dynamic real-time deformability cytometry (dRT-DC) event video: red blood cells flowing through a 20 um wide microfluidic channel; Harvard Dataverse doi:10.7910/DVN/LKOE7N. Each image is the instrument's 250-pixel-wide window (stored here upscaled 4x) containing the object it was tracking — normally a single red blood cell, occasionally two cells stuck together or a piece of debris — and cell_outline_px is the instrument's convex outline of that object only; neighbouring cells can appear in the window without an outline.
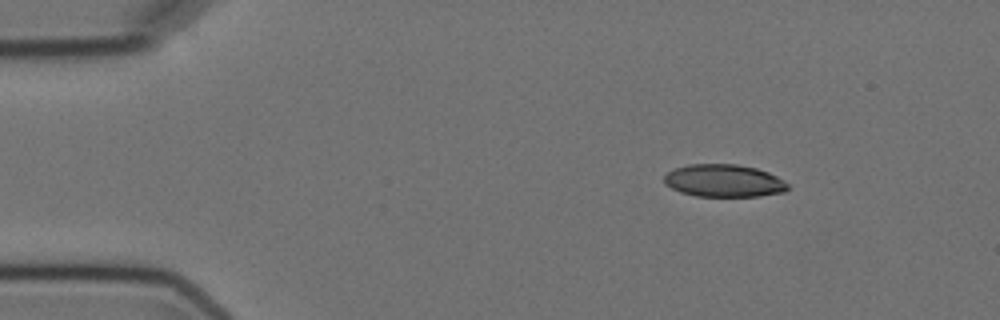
{"species": "Egyptian fruit bat (a non-hibernating species)", "species_latin": "Rousettus aegyptiacus", "temperature_condition": "cold", "stored_images_in_passage": 4, "camera_frame_rate_fps": 3000, "um_per_image_px": 0.085, "animal": {"sex": "female"}, "frame": {"image": 1, "passage_image": 1, "time_ms": 0.0, "image_size_px": [1000, 320], "cell_outline_px": [[788, 188], [784, 192], [760, 196], [696, 196], [680, 192], [664, 184], [664, 176], [668, 172], [676, 168], [688, 164], [736, 164], [756, 168], [768, 172], [784, 180], [788, 184]], "centroid_in_image_um": [61.53, 15.36], "position_along_channel_um": 23.5, "area_um2": 23.47}}